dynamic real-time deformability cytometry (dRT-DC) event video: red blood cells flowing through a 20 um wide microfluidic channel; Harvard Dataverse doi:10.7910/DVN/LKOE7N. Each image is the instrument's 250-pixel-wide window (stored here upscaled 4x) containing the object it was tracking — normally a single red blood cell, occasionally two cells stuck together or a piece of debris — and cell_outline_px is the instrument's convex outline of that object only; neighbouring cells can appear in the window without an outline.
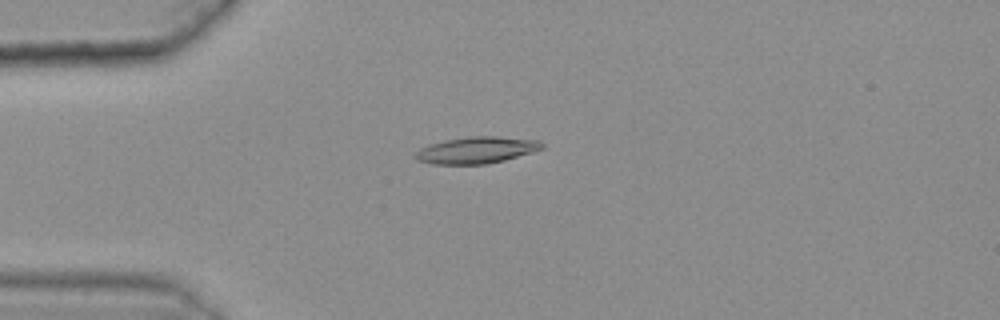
{"species": "common noctule bat (a hibernating species)", "species_latin": "Nyctalus noctula", "temperature_condition": "warm", "stored_images_in_passage": 48, "camera_frame_rate_fps": 3000, "um_per_image_px": 0.085, "animal": {"sex": "female", "body_mass_g": 25.1}, "frame": {"image": 1, "passage_image": 14, "time_ms": 4.333, "image_size_px": [1000, 320], "cell_outline_px": [[544, 148], [532, 152], [504, 160], [488, 164], [432, 164], [416, 160], [412, 156], [420, 148], [428, 144], [444, 140], [468, 136], [496, 136], [540, 140], [544, 144]], "centroid_in_image_um": [40.48, 12.75], "position_along_channel_um": 44.5, "area_um2": 19.88}}
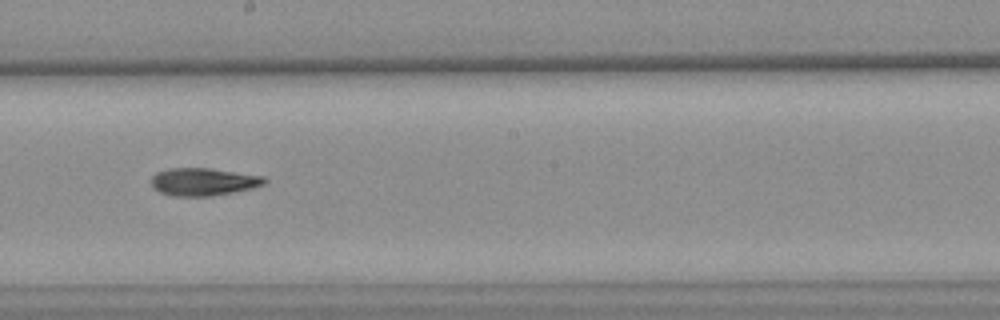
{"frame": {"image": 2, "passage_image": 31, "time_ms": 10.0, "image_size_px": [1000, 320], "cell_outline_px": [[268, 180], [264, 184], [252, 188], [232, 192], [208, 196], [172, 196], [160, 192], [152, 188], [152, 176], [156, 172], [168, 168], [208, 168], [264, 176]], "centroid_in_image_um": [17.26, 15.44], "position_along_channel_um": 230.9, "area_um2": 18.21}}
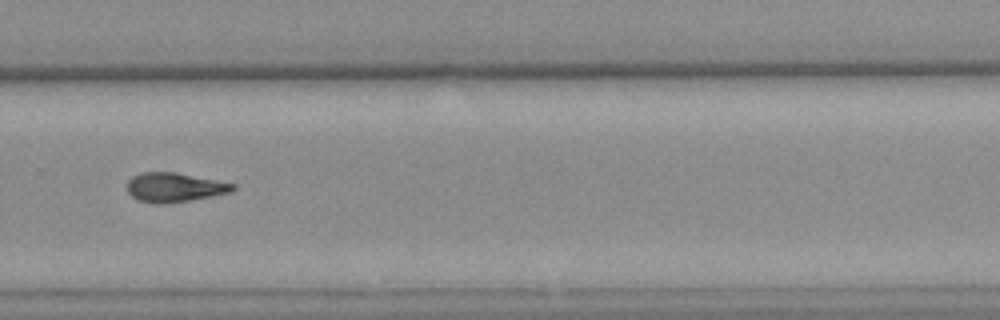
{"frame": {"image": 3, "passage_image": 38, "time_ms": 12.333, "image_size_px": [1000, 320], "cell_outline_px": [[236, 188], [228, 192], [212, 196], [164, 204], [156, 204], [136, 200], [128, 192], [128, 180], [132, 176], [140, 172], [176, 172], [236, 184]], "centroid_in_image_um": [14.79, 15.92], "position_along_channel_um": 315.0, "area_um2": 17.98}}